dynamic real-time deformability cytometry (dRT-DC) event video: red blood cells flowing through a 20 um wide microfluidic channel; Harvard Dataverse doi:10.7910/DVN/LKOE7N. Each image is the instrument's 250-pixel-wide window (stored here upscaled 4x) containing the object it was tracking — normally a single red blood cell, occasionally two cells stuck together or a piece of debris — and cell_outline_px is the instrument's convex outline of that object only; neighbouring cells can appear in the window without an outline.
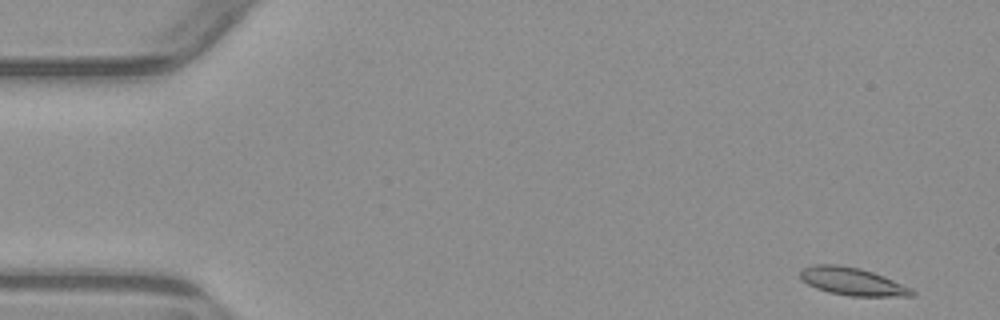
{"species": "common noctule bat (a hibernating species)", "species_latin": "Nyctalus noctula", "temperature_condition": "warm", "stored_images_in_passage": 5, "camera_frame_rate_fps": 3000, "um_per_image_px": 0.085, "animal": {"sex": "male", "body_mass_g": 23.1, "forearm_length_mm": 52.7}, "frame": {"image": 1, "passage_image": 1, "time_ms": 0.0, "image_size_px": [1000, 320], "cell_outline_px": [[916, 296], [848, 296], [828, 292], [816, 288], [808, 284], [800, 276], [800, 272], [804, 268], [812, 264], [836, 264], [860, 268], [884, 276], [912, 288], [916, 292]], "centroid_in_image_um": [72.48, 23.93], "position_along_channel_um": 12.5, "area_um2": 18.09}}
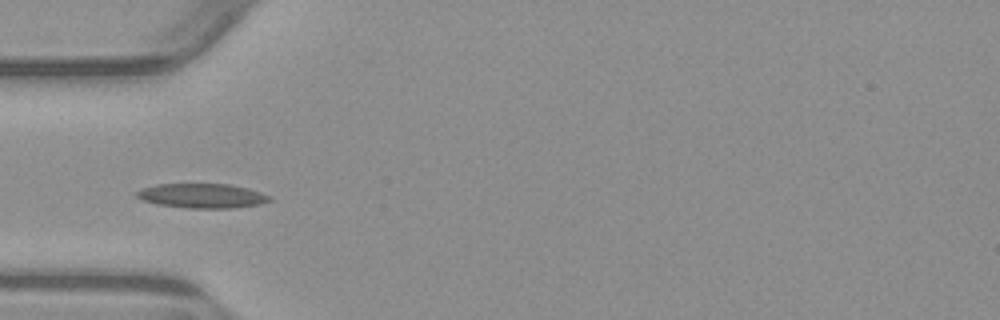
{"frame": {"image": 2, "passage_image": 5, "time_ms": 4.667, "image_size_px": [1000, 320], "cell_outline_px": [[272, 200], [260, 204], [232, 208], [188, 208], [156, 204], [144, 200], [136, 196], [136, 192], [140, 188], [156, 184], [232, 184], [248, 188], [272, 196]], "centroid_in_image_um": [17.19, 16.64], "position_along_channel_um": 67.8, "area_um2": 19.07}}